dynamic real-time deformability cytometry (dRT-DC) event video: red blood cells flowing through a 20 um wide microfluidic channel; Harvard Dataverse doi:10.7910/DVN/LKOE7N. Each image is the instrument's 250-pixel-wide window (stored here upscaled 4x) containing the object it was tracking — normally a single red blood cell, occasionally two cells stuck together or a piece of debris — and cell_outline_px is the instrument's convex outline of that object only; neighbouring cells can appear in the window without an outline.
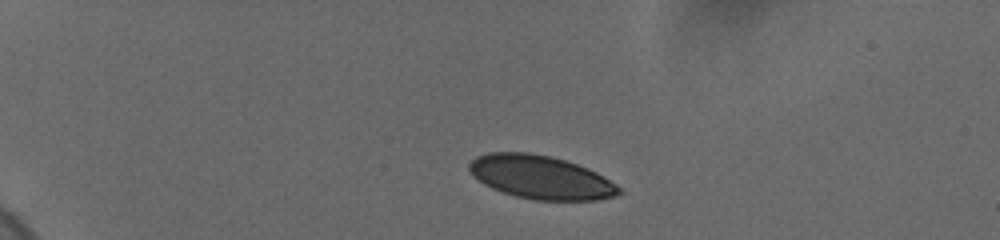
{"species": "human", "species_latin": "Homo sapiens", "temperature_condition": "cold", "stored_images_in_passage": 15, "camera_frame_rate_fps": 3000, "um_per_image_px": 0.085, "donor": {"sex": "female"}, "frame": {"image": 1, "passage_image": 1, "time_ms": 0.0, "image_size_px": [1000, 240], "cell_outline_px": [[620, 192], [616, 196], [596, 200], [536, 200], [516, 196], [492, 188], [484, 184], [472, 176], [468, 172], [468, 164], [476, 156], [488, 152], [528, 152], [548, 156], [564, 160], [588, 168], [596, 172], [616, 184], [620, 188]], "centroid_in_image_um": [45.92, 15.06], "position_along_channel_um": 39.1, "area_um2": 37.8}}
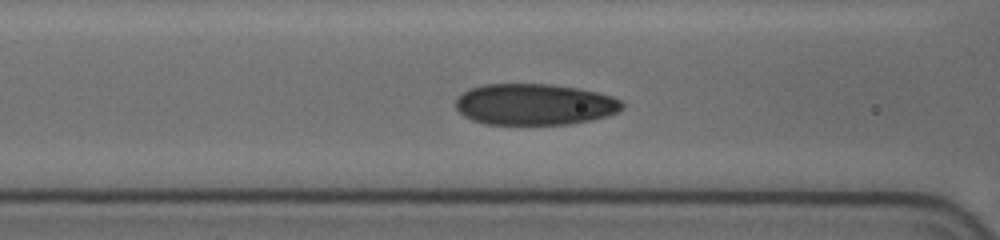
{"frame": {"image": 2, "passage_image": 9, "time_ms": 4.333, "image_size_px": [1000, 240], "cell_outline_px": [[624, 108], [616, 112], [592, 120], [568, 124], [484, 124], [472, 120], [464, 116], [456, 108], [456, 100], [464, 92], [472, 88], [484, 84], [552, 84], [576, 88], [596, 92], [612, 96], [620, 100], [624, 104]], "centroid_in_image_um": [45.44, 8.87], "position_along_channel_um": 121.2, "area_um2": 39.88}}
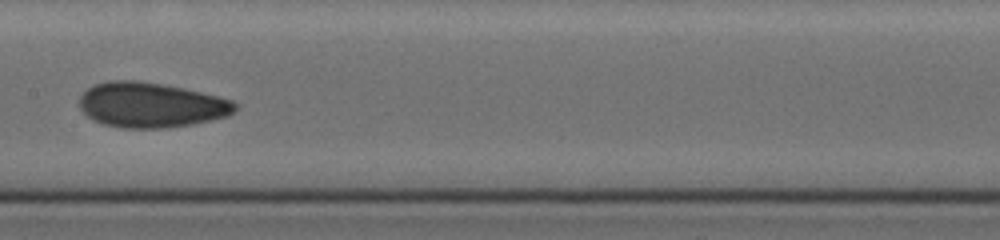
{"frame": {"image": 3, "passage_image": 13, "time_ms": 6.333, "image_size_px": [1000, 240], "cell_outline_px": [[240, 104], [236, 112], [228, 116], [212, 120], [192, 124], [164, 128], [124, 128], [104, 124], [92, 120], [80, 108], [80, 96], [88, 88], [96, 84], [108, 80], [136, 80], [160, 84], [200, 92], [232, 100]], "centroid_in_image_um": [12.86, 8.93], "position_along_channel_um": 194.5, "area_um2": 40.81}}